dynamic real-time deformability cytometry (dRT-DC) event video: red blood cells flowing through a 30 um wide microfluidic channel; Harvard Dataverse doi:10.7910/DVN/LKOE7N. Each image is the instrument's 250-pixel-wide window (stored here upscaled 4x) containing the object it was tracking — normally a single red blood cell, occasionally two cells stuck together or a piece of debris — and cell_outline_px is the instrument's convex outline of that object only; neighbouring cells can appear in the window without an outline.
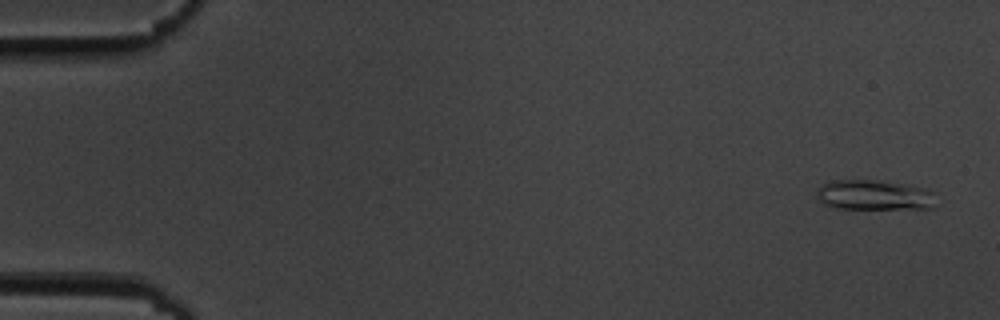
{"species": "common noctule bat (a hibernating species)", "species_latin": "Nyctalus noctula", "temperature_condition": "cold", "stored_images_in_passage": 54, "camera_frame_rate_fps": 3000, "um_per_image_px": 0.085, "animal": {"sex": "male", "body_mass_g": 19.5, "forearm_length_mm": 54.6}, "frame": {"image": 1, "passage_image": 2, "time_ms": 0.333, "image_size_px": [1000, 320], "cell_outline_px": [[932, 208], [836, 208], [824, 204], [816, 196], [816, 192], [828, 180], [880, 180], [908, 184], [924, 188], [932, 192]], "centroid_in_image_um": [74.25, 16.56], "position_along_channel_um": 10.8, "area_um2": 20.63}}
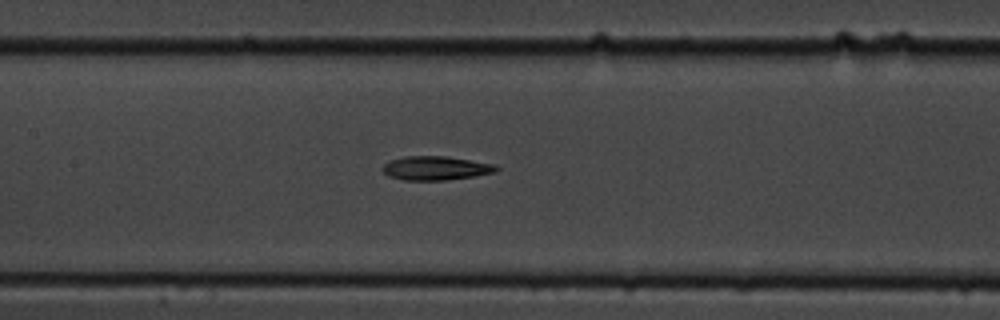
{"frame": {"image": 2, "passage_image": 26, "time_ms": 8.333, "image_size_px": [1000, 320], "cell_outline_px": [[500, 168], [496, 172], [476, 176], [448, 180], [404, 180], [388, 176], [380, 168], [388, 160], [404, 156], [444, 156], [496, 164]], "centroid_in_image_um": [37.03, 14.29], "position_along_channel_um": 170.4, "area_um2": 16.07}}
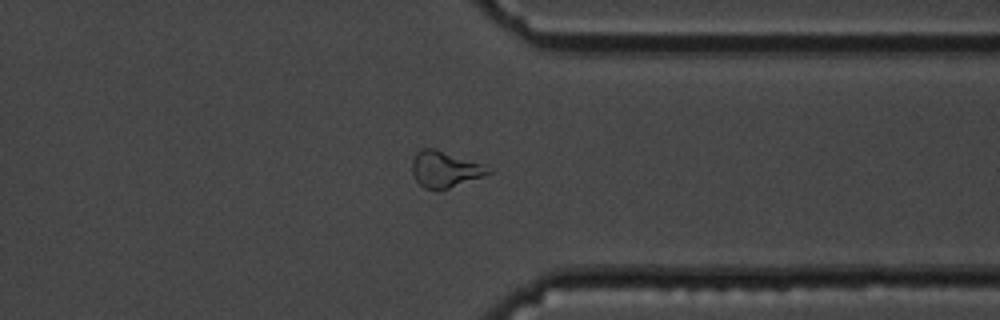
{"frame": {"image": 3, "passage_image": 43, "time_ms": 14.0, "image_size_px": [1000, 320], "cell_outline_px": [[492, 172], [484, 176], [448, 188], [424, 188], [416, 180], [412, 172], [412, 160], [416, 152], [424, 148], [432, 148], [484, 164], [492, 168]], "centroid_in_image_um": [37.84, 14.37], "position_along_channel_um": 373.6, "area_um2": 15.78}, "authors_computed_cell_mechanics": {"area_um2": 16.1262, "velocity_mm_per_s": 3.6126, "shape_relaxation_time_tau1_ms": 7.8246, "shape_relaxation_time_tau2_ms": 11.318, "deformation_change_tau1": 0.2053, "deformation_change_tau2": 0.2337}}